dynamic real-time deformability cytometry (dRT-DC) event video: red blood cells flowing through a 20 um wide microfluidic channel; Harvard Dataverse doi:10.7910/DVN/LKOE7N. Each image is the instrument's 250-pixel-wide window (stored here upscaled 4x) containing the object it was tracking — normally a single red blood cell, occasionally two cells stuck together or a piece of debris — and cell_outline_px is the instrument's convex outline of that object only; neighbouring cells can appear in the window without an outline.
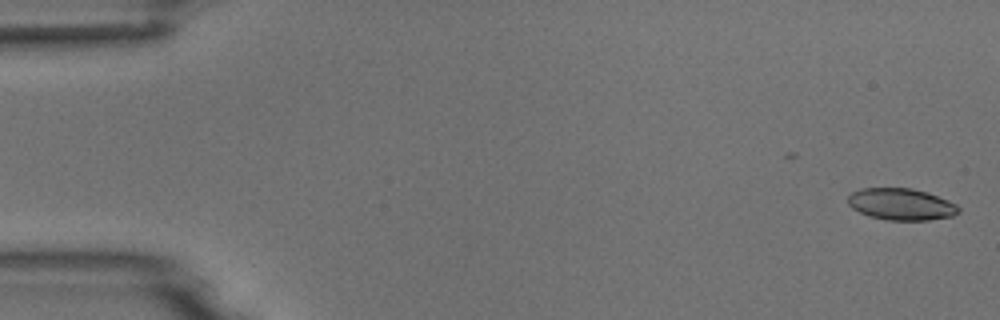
{"species": "common noctule bat (a hibernating species)", "species_latin": "Nyctalus noctula", "temperature_condition": "room temperature", "stored_images_in_passage": 5, "camera_frame_rate_fps": 3000, "um_per_image_px": 0.085, "animal": {"sex": "male", "body_mass_g": 18.8}, "frame": {"image": 1, "passage_image": 1, "time_ms": 0.0, "image_size_px": [1000, 320], "cell_outline_px": [[960, 212], [952, 216], [928, 220], [888, 220], [868, 216], [852, 208], [848, 204], [848, 196], [852, 192], [860, 188], [912, 188], [928, 192], [948, 200], [956, 204], [960, 208]], "centroid_in_image_um": [76.6, 17.35], "position_along_channel_um": 8.4, "area_um2": 20.58}}
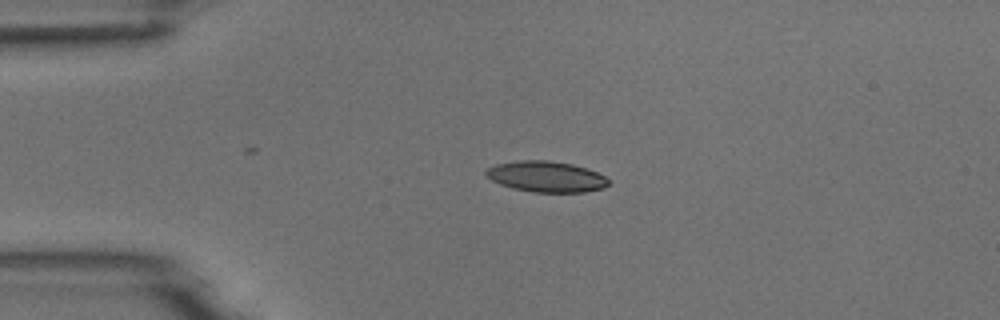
{"frame": {"image": 2, "passage_image": 4, "time_ms": 3.667, "image_size_px": [1000, 320], "cell_outline_px": [[608, 184], [604, 188], [584, 192], [532, 192], [512, 188], [500, 184], [492, 180], [484, 172], [488, 168], [496, 164], [520, 160], [548, 160], [572, 164], [596, 172], [604, 176], [608, 180]], "centroid_in_image_um": [46.41, 15.01], "position_along_channel_um": 38.6, "area_um2": 21.85}}